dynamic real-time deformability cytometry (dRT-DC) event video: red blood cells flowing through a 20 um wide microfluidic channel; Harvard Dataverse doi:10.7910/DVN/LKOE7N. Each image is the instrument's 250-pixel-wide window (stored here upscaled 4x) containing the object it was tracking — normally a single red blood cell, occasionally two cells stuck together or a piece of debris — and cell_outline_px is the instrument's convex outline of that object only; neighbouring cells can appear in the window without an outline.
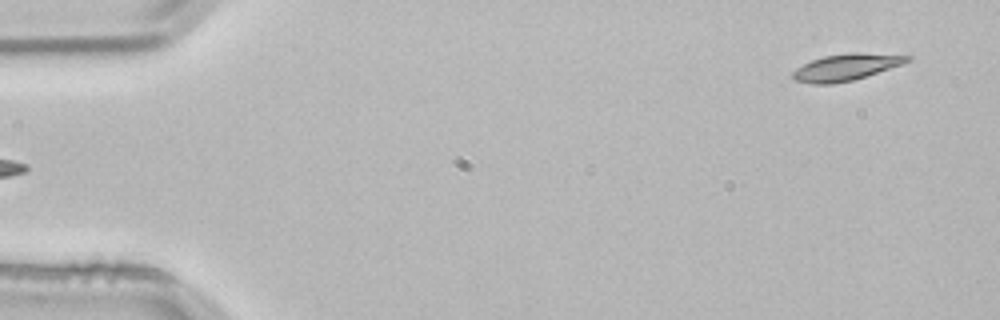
{"species": "common noctule bat (a hibernating species)", "species_latin": "Nyctalus noctula", "temperature_condition": "room temperature", "stored_images_in_passage": 3, "segment_of_instrument_passage": [2, 2], "camera_frame_rate_fps": 3000, "um_per_image_px": 0.085, "animal": {"sex": "male", "body_mass_g": 21.5, "forearm_length_mm": 52.0}, "frame": {"image": 1, "passage_image": 3, "time_ms": 0.667, "image_size_px": [1000, 320], "cell_outline_px": [[912, 60], [904, 64], [852, 80], [832, 84], [812, 84], [796, 80], [792, 76], [792, 72], [796, 68], [812, 60], [824, 56], [852, 52], [860, 52], [912, 56]], "centroid_in_image_um": [71.94, 5.7], "position_along_channel_um": 13.1, "area_um2": 17.69}}